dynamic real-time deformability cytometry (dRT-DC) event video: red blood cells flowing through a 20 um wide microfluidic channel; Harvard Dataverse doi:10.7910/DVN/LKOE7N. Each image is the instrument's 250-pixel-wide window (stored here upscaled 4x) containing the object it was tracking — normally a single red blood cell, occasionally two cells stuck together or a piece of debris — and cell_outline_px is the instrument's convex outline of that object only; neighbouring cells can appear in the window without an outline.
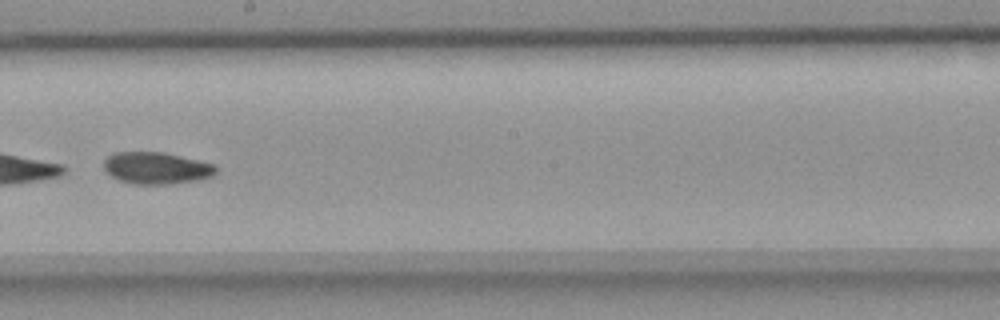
{"species": "common noctule bat (a hibernating species)", "species_latin": "Nyctalus noctula", "temperature_condition": "room temperature", "stored_images_in_passage": 51, "camera_frame_rate_fps": 3000, "um_per_image_px": 0.085, "animal": {"sex": "female", "body_mass_g": 18.4}, "frame": {"image": 1, "passage_image": 28, "time_ms": 9.0, "image_size_px": [1000, 320], "cell_outline_px": [[216, 172], [212, 176], [200, 180], [172, 184], [132, 184], [120, 180], [104, 172], [104, 160], [112, 152], [164, 152], [216, 164]], "centroid_in_image_um": [13.3, 14.28], "position_along_channel_um": 234.9, "area_um2": 21.1}}
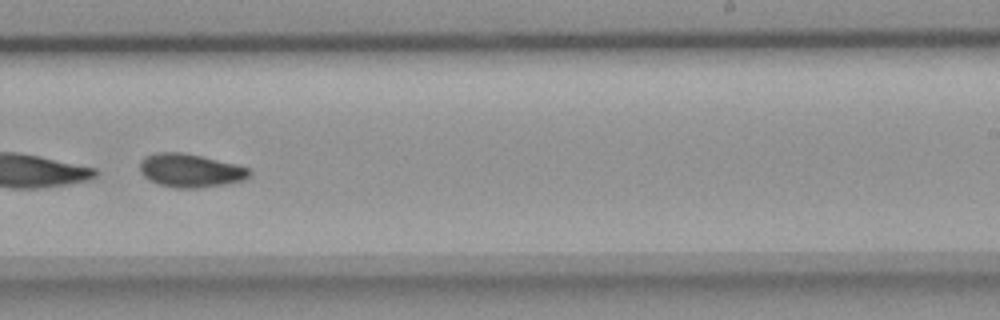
{"frame": {"image": 2, "passage_image": 31, "time_ms": 10.0, "image_size_px": [1000, 320], "cell_outline_px": [[252, 176], [244, 180], [228, 184], [200, 188], [176, 188], [156, 184], [148, 180], [140, 172], [140, 160], [144, 156], [156, 152], [184, 152], [236, 164], [248, 168], [252, 172]], "centroid_in_image_um": [16.18, 14.5], "position_along_channel_um": 272.8, "area_um2": 21.79}}